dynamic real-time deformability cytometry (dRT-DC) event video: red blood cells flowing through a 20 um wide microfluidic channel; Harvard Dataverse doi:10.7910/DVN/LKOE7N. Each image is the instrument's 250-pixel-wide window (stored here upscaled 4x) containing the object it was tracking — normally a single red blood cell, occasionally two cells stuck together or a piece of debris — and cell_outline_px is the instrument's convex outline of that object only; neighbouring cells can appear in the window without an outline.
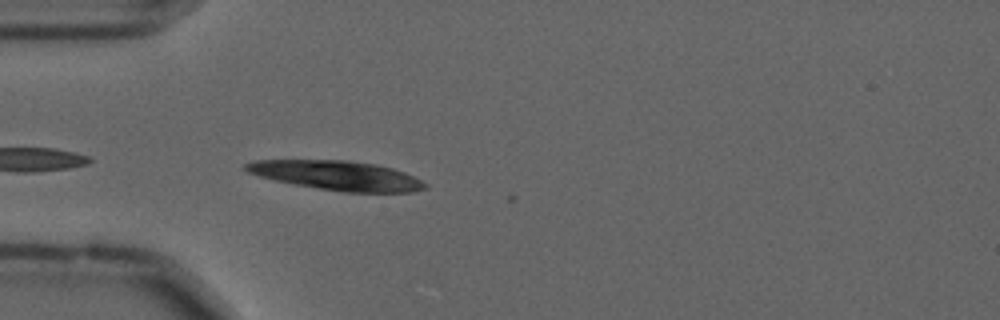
{"species": "common noctule bat (a hibernating species)", "species_latin": "Nyctalus noctula", "temperature_condition": "cold", "stored_images_in_passage": 6, "camera_frame_rate_fps": 3000, "um_per_image_px": 0.085, "animal": {"sex": "male", "forearm_length_mm": 52.5}, "frame": {"image": 1, "passage_image": 2, "time_ms": 0.333, "image_size_px": [1000, 320], "cell_outline_px": [[428, 188], [412, 192], [344, 192], [292, 184], [260, 176], [248, 172], [244, 168], [244, 164], [256, 160], [344, 160], [376, 164], [392, 168], [404, 172], [428, 184]], "centroid_in_image_um": [28.66, 14.92], "position_along_channel_um": 56.3, "area_um2": 30.52}}